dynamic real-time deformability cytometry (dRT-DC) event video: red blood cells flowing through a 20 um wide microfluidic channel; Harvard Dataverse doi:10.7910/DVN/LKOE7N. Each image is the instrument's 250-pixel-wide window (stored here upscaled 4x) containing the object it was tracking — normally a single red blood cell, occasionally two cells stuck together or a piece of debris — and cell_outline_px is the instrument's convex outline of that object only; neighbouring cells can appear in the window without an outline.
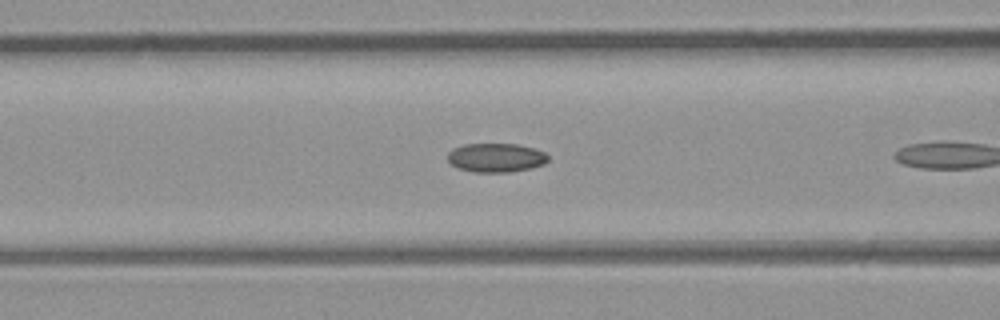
{"species": "common noctule bat (a hibernating species)", "species_latin": "Nyctalus noctula", "temperature_condition": "room temperature", "stored_images_in_passage": 8, "camera_frame_rate_fps": 3000, "um_per_image_px": 0.085, "animal": {"sex": "male", "body_mass_g": 23.1, "forearm_length_mm": 52.7}, "frame": {"image": 1, "passage_image": 7, "time_ms": 2.0, "image_size_px": [1000, 320], "cell_outline_px": [[548, 160], [544, 164], [532, 168], [508, 172], [476, 172], [460, 168], [452, 164], [448, 160], [448, 152], [452, 148], [464, 144], [516, 144], [536, 148], [544, 152], [548, 156]], "centroid_in_image_um": [42.18, 13.39], "position_along_channel_um": 124.4, "area_um2": 16.94}}